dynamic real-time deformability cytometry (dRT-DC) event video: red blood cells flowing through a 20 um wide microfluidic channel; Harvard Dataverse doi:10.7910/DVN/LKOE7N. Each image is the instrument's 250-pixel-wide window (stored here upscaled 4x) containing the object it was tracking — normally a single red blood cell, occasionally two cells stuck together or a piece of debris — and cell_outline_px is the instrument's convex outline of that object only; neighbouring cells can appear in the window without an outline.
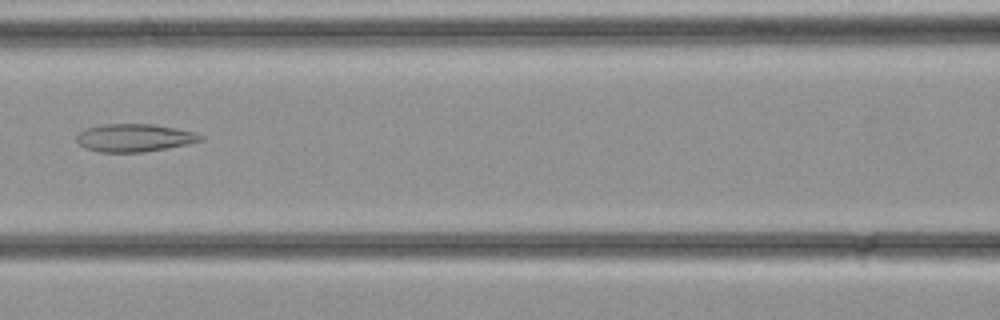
{"species": "common noctule bat (a hibernating species)", "species_latin": "Nyctalus noctula", "temperature_condition": "cold", "stored_images_in_passage": 22, "camera_frame_rate_fps": 3000, "um_per_image_px": 0.085, "animal": {"sex": "female", "body_mass_g": 21.9}, "frame": {"image": 1, "passage_image": 6, "time_ms": 1.667, "image_size_px": [1000, 320], "cell_outline_px": [[204, 140], [188, 144], [144, 152], [100, 152], [84, 148], [76, 140], [76, 136], [84, 128], [100, 124], [152, 124], [176, 128], [196, 132], [204, 136]], "centroid_in_image_um": [11.42, 11.71], "position_along_channel_um": 155.2, "area_um2": 20.29}}
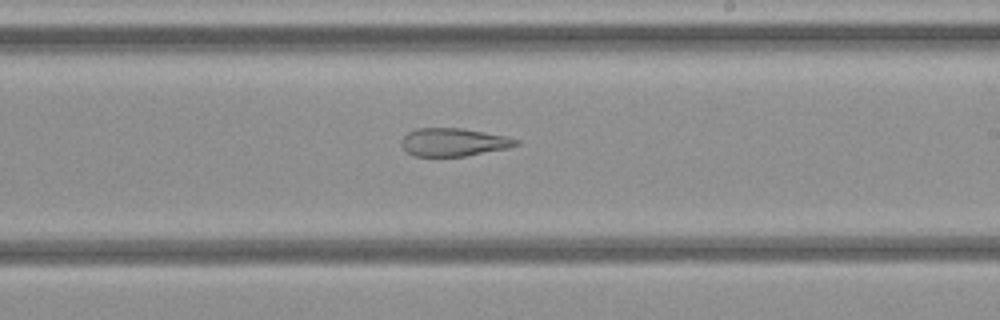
{"frame": {"image": 2, "passage_image": 11, "time_ms": 3.333, "image_size_px": [1000, 320], "cell_outline_px": [[520, 144], [508, 148], [464, 156], [412, 156], [400, 144], [400, 140], [408, 132], [416, 128], [464, 128], [508, 136], [520, 140]], "centroid_in_image_um": [38.57, 12.07], "position_along_channel_um": 250.4, "area_um2": 18.9}}
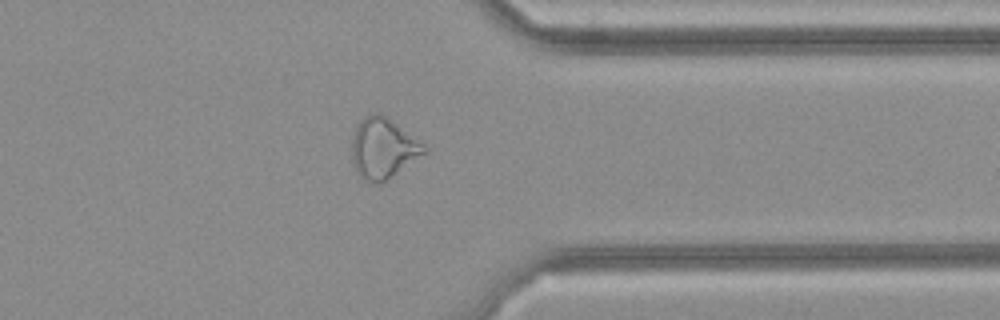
{"frame": {"image": 3, "passage_image": 18, "time_ms": 5.667, "image_size_px": [1000, 320], "cell_outline_px": [[428, 152], [380, 184], [364, 180], [356, 172], [352, 160], [352, 136], [360, 120], [364, 116], [372, 112], [380, 112], [392, 120], [424, 144], [428, 148]], "centroid_in_image_um": [32.56, 12.59], "position_along_channel_um": 378.8, "area_um2": 25.61}}